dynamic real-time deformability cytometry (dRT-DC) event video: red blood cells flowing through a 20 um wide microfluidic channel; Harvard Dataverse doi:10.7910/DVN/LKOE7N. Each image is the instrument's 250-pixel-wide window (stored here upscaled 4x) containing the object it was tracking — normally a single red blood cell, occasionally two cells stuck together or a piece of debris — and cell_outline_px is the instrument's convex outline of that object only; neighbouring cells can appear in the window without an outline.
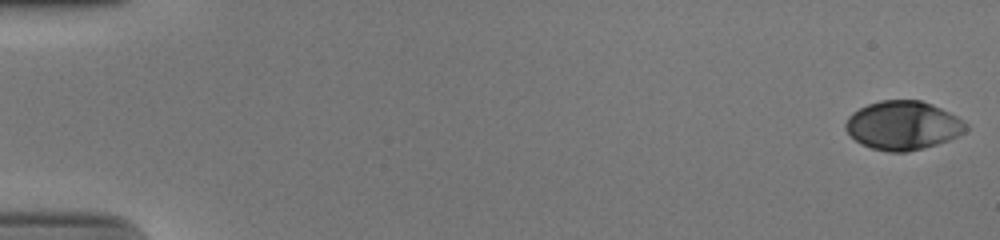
{"species": "human", "species_latin": "Homo sapiens", "temperature_condition": "cold", "stored_images_in_passage": 53, "camera_frame_rate_fps": 3000, "um_per_image_px": 0.085, "donor": {"sex": "male"}, "frame": {"image": 1, "passage_image": 1, "time_ms": 0.0, "image_size_px": [1000, 240], "cell_outline_px": [[968, 128], [964, 132], [948, 140], [936, 144], [904, 152], [888, 152], [872, 148], [860, 144], [844, 128], [844, 124], [848, 116], [852, 112], [868, 104], [880, 100], [920, 100], [932, 104], [956, 116], [968, 124]], "centroid_in_image_um": [76.72, 10.65], "position_along_channel_um": 8.3, "area_um2": 33.99}}
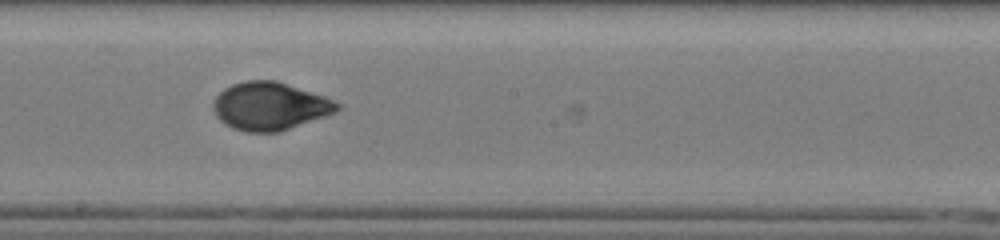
{"frame": {"image": 2, "passage_image": 31, "time_ms": 10.0, "image_size_px": [1000, 240], "cell_outline_px": [[340, 108], [336, 112], [280, 132], [244, 132], [232, 128], [224, 124], [216, 116], [212, 108], [212, 104], [216, 96], [224, 88], [232, 84], [244, 80], [276, 80], [324, 96], [340, 104]], "centroid_in_image_um": [22.9, 9.03], "position_along_channel_um": 225.3, "area_um2": 34.74}}
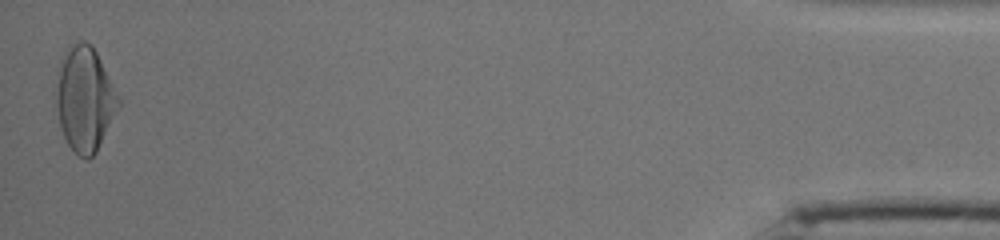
{"frame": {"image": 3, "passage_image": 53, "time_ms": 17.333, "image_size_px": [1000, 240], "cell_outline_px": [[120, 104], [96, 152], [88, 160], [84, 160], [68, 144], [64, 136], [60, 124], [56, 104], [56, 68], [60, 56], [68, 44], [80, 40], [84, 40], [92, 44], [120, 96]], "centroid_in_image_um": [7.18, 8.33], "position_along_channel_um": 428.0, "area_um2": 38.44}, "authors_computed_cell_mechanics": {"area_um2": 34.3332, "velocity_mm_per_s": 3.9016, "shape_relaxation_time_tau1_ms": 4.2615, "shape_relaxation_time_tau2_ms": 0.8304, "deformation_change_tau1": 0.1825, "deformation_change_tau2": 0.0376}}